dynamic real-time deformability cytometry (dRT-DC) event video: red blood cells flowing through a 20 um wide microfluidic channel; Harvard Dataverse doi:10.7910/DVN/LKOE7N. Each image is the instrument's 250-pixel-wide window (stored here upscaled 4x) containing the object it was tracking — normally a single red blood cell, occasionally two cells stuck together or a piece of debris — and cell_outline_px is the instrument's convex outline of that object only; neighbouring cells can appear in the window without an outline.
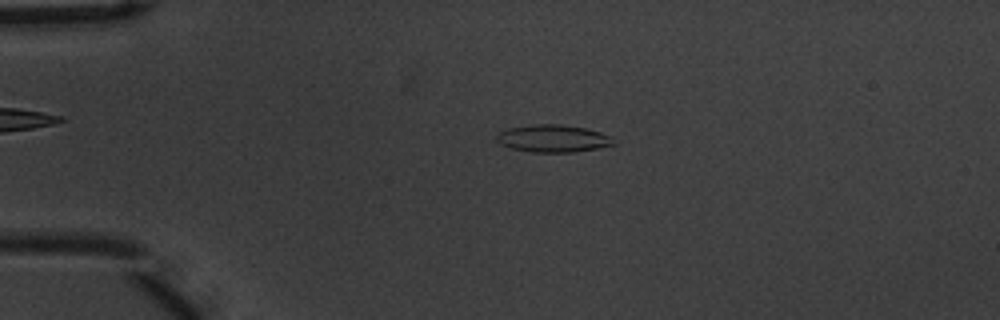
{"species": "common noctule bat (a hibernating species)", "species_latin": "Nyctalus noctula", "temperature_condition": "warm", "stored_images_in_passage": 50, "camera_frame_rate_fps": 3000, "um_per_image_px": 0.085, "animal": {"sex": "male", "body_mass_g": 20.1, "forearm_length_mm": 53.5}, "frame": {"image": 1, "passage_image": 8, "time_ms": 2.333, "image_size_px": [1000, 320], "cell_outline_px": [[616, 144], [596, 148], [572, 152], [532, 152], [512, 148], [500, 144], [496, 140], [496, 136], [500, 132], [508, 128], [532, 124], [560, 124], [584, 128], [600, 132], [612, 136]], "centroid_in_image_um": [47.01, 11.76], "position_along_channel_um": 38.0, "area_um2": 18.61}}
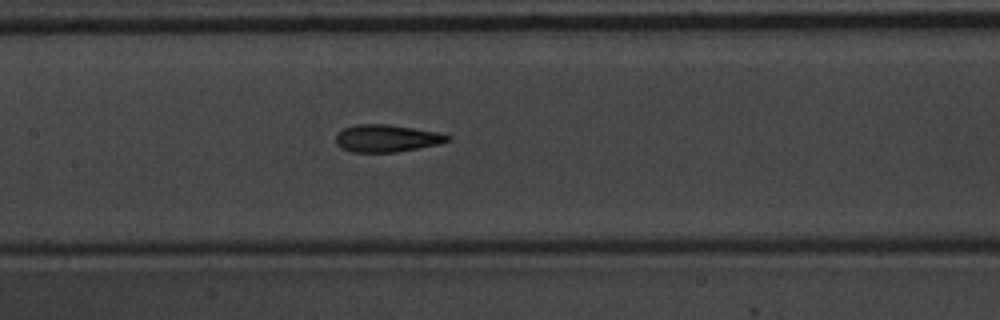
{"frame": {"image": 2, "passage_image": 22, "time_ms": 7.0, "image_size_px": [1000, 320], "cell_outline_px": [[452, 140], [440, 144], [396, 152], [352, 152], [340, 148], [336, 144], [336, 132], [344, 128], [356, 124], [388, 124], [436, 132], [452, 136]], "centroid_in_image_um": [32.85, 11.76], "position_along_channel_um": 174.5, "area_um2": 17.92}}
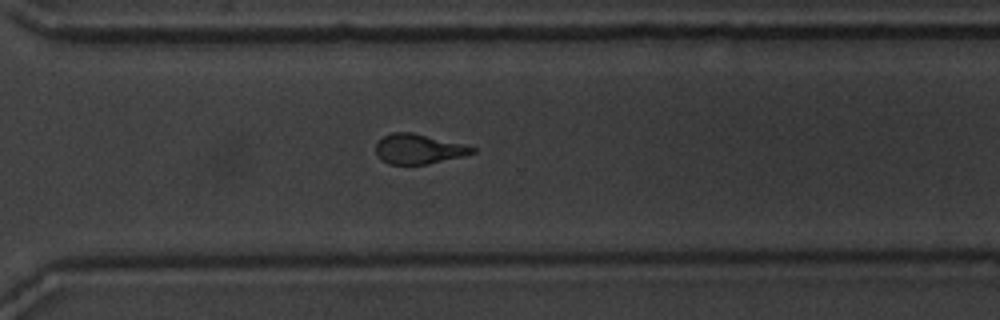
{"frame": {"image": 3, "passage_image": 35, "time_ms": 11.333, "image_size_px": [1000, 320], "cell_outline_px": [[476, 152], [464, 156], [428, 164], [388, 164], [376, 152], [376, 144], [384, 136], [392, 132], [412, 132], [464, 144], [476, 148]], "centroid_in_image_um": [35.62, 12.66], "position_along_channel_um": 335.0, "area_um2": 16.65}, "authors_computed_cell_mechanics": {"area_um2": 17.629, "velocity_mm_per_s": 3.7203, "shape_relaxation_time_tau1_ms": 4.2346, "shape_relaxation_time_tau2_ms": 1.7636, "deformation_change_tau1": 0.1698, "deformation_change_tau2": 0.1054}}